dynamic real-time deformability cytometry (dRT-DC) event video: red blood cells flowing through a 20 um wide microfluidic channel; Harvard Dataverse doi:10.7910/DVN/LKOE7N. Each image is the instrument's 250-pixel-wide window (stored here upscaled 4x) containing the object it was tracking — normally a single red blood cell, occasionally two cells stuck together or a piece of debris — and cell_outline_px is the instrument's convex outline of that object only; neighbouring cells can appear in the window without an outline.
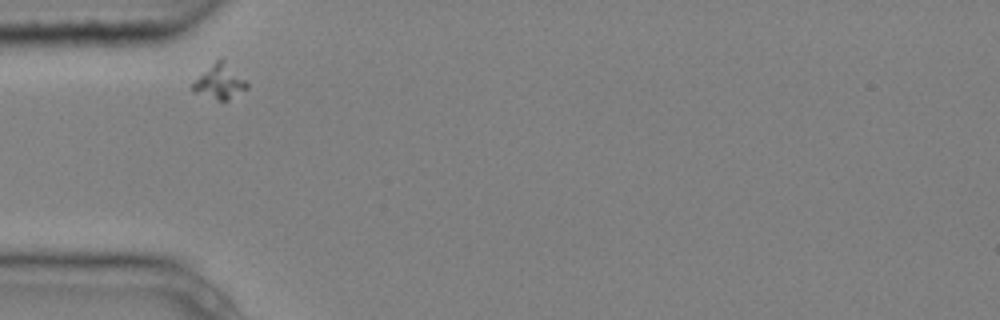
{"species": "common noctule bat (a hibernating species)", "species_latin": "Nyctalus noctula", "temperature_condition": "cold", "stored_images_in_passage": 2, "camera_frame_rate_fps": 3000, "um_per_image_px": 0.085, "animal": {"sex": "male", "body_mass_g": 20.4}, "frame": {"image": 1, "passage_image": 1, "time_ms": 0.0, "image_size_px": [1000, 320], "cell_outline_px": [[248, 88], [228, 100], [220, 100], [192, 92], [192, 84], [220, 56], [248, 84]], "centroid_in_image_um": [18.67, 6.96], "position_along_channel_um": 66.3, "area_um2": 10.46}}
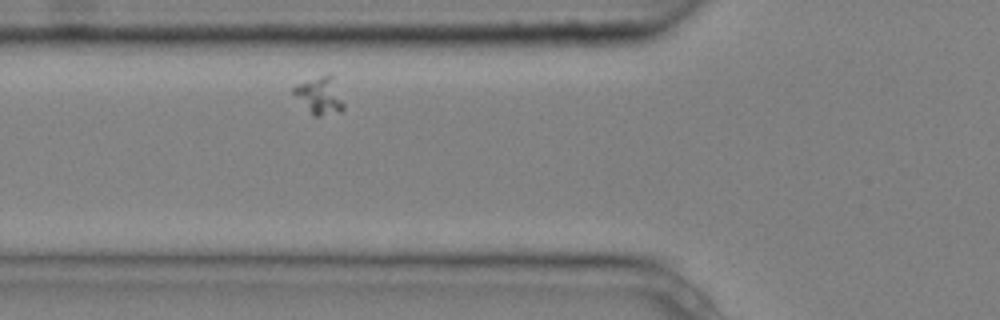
{"frame": {"image": 2, "passage_image": 2, "time_ms": 0.333, "image_size_px": [1000, 320], "cell_outline_px": [[344, 108], [340, 112], [320, 116], [312, 116], [292, 92], [292, 88], [296, 84], [320, 76], [332, 76], [344, 104]], "centroid_in_image_um": [27.15, 8.16], "position_along_channel_um": 98.7, "area_um2": 10.64}}